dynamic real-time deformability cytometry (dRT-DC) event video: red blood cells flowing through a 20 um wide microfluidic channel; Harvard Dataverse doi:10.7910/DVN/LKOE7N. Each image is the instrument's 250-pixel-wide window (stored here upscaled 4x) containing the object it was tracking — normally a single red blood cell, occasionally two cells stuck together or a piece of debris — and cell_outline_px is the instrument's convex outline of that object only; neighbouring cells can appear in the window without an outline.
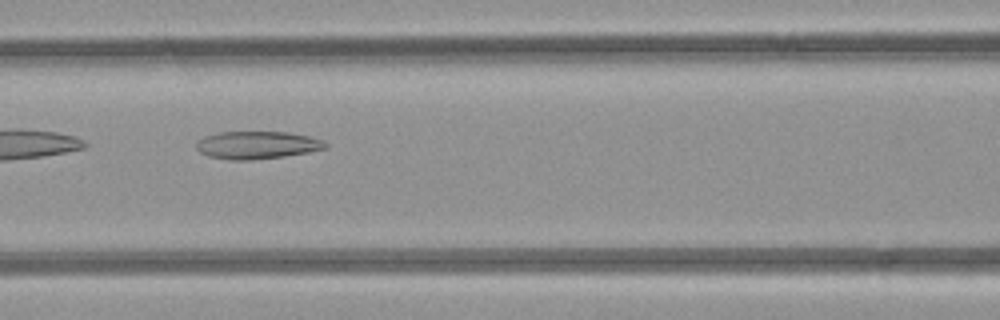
{"species": "common noctule bat (a hibernating species)", "species_latin": "Nyctalus noctula", "temperature_condition": "room temperature", "stored_images_in_passage": 7, "camera_frame_rate_fps": 3000, "um_per_image_px": 0.085, "animal": {"sex": "female", "body_mass_g": 21.9}, "frame": {"image": 1, "passage_image": 6, "time_ms": 6.667, "image_size_px": [1000, 320], "cell_outline_px": [[328, 148], [308, 152], [284, 156], [248, 160], [232, 160], [208, 156], [200, 152], [196, 148], [196, 140], [204, 136], [220, 132], [288, 132], [308, 136], [324, 140], [328, 144]], "centroid_in_image_um": [21.85, 12.32], "position_along_channel_um": 144.8, "area_um2": 20.87}}
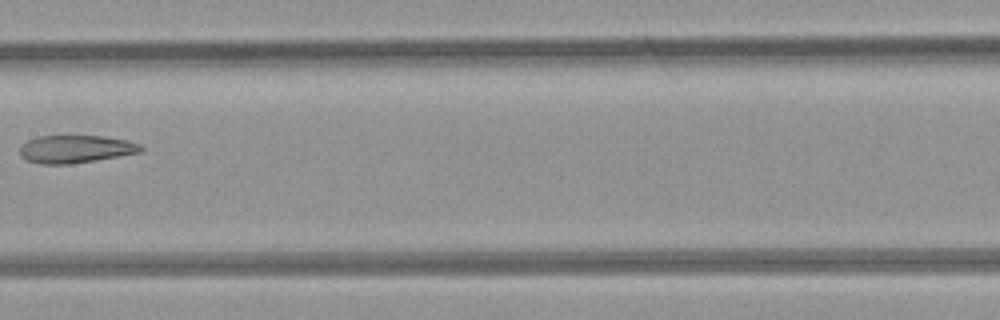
{"frame": {"image": 2, "passage_image": 7, "time_ms": 8.0, "image_size_px": [1000, 320], "cell_outline_px": [[144, 148], [140, 152], [68, 164], [40, 164], [28, 160], [20, 156], [20, 144], [28, 140], [40, 136], [104, 136], [128, 140], [140, 144]], "centroid_in_image_um": [6.4, 12.66], "position_along_channel_um": 201.0, "area_um2": 19.36}}